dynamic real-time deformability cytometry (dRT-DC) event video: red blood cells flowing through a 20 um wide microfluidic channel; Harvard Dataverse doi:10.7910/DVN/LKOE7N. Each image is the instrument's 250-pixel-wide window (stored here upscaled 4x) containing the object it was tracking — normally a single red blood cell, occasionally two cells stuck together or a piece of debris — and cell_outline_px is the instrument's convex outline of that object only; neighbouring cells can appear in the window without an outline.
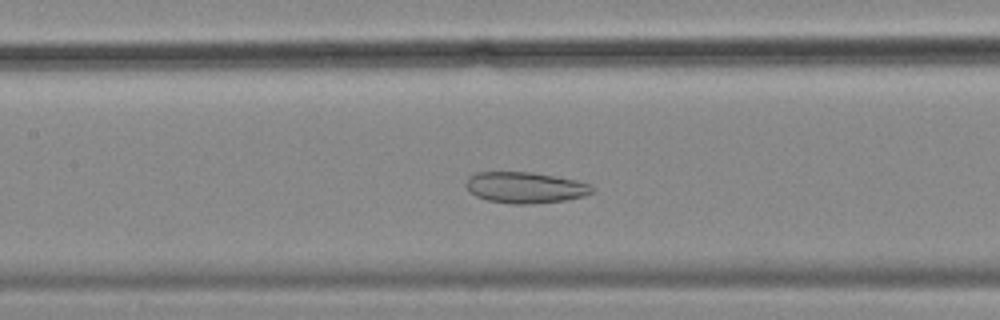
{"species": "common noctule bat (a hibernating species)", "species_latin": "Nyctalus noctula", "temperature_condition": "cold", "stored_images_in_passage": 56, "camera_frame_rate_fps": 3000, "um_per_image_px": 0.085, "animal": {"sex": "female", "body_mass_g": 18.4}, "frame": {"image": 1, "passage_image": 25, "time_ms": 8.0, "image_size_px": [1000, 320], "cell_outline_px": [[596, 188], [592, 192], [584, 196], [564, 200], [532, 204], [512, 204], [488, 200], [476, 196], [468, 192], [464, 184], [468, 176], [476, 172], [532, 172], [576, 180], [592, 184]], "centroid_in_image_um": [44.62, 15.94], "position_along_channel_um": 162.8, "area_um2": 23.12}}
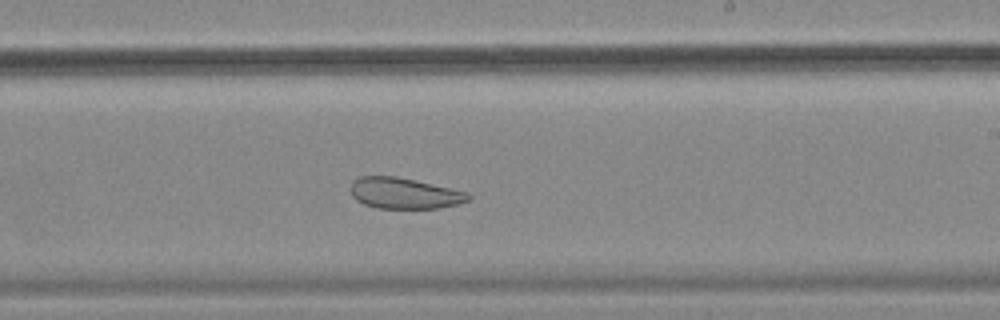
{"frame": {"image": 2, "passage_image": 33, "time_ms": 10.667, "image_size_px": [1000, 320], "cell_outline_px": [[472, 196], [468, 200], [456, 204], [440, 208], [376, 208], [364, 204], [356, 200], [352, 196], [352, 184], [360, 176], [396, 176], [468, 192]], "centroid_in_image_um": [34.37, 16.43], "position_along_channel_um": 254.6, "area_um2": 20.98}}
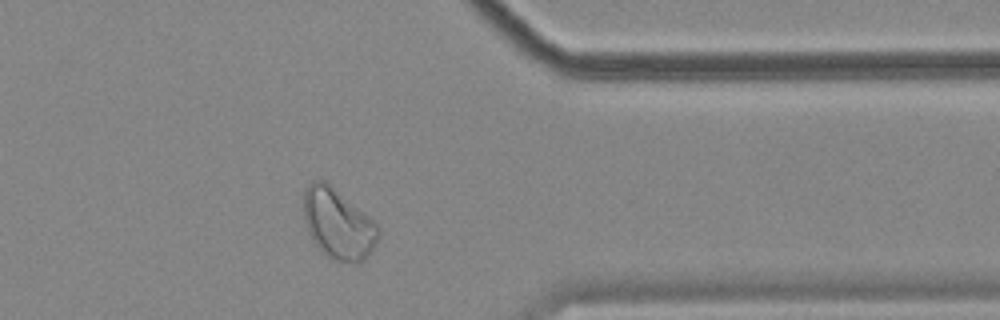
{"frame": {"image": 3, "passage_image": 45, "time_ms": 14.667, "image_size_px": [1000, 320], "cell_outline_px": [[380, 232], [372, 248], [356, 264], [332, 260], [320, 252], [312, 240], [308, 232], [304, 220], [304, 192], [308, 184], [312, 180], [324, 180], [372, 220], [380, 228]], "centroid_in_image_um": [28.68, 19.05], "position_along_channel_um": 382.7, "area_um2": 30.06}}